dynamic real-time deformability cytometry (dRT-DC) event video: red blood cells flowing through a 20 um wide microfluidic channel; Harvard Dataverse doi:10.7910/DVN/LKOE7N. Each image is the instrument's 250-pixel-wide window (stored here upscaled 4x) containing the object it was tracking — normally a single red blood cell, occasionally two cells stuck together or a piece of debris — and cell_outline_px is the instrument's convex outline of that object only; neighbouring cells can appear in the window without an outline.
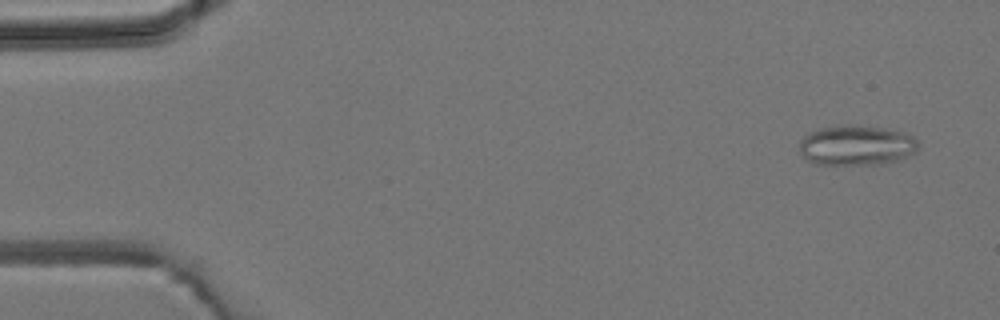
{"species": "common noctule bat (a hibernating species)", "species_latin": "Nyctalus noctula", "temperature_condition": "room temperature", "stored_images_in_passage": 5, "camera_frame_rate_fps": 3000, "um_per_image_px": 0.085, "animal": {"sex": "male", "body_mass_g": 19.2, "forearm_length_mm": 51.8}, "frame": {"image": 1, "passage_image": 1, "time_ms": 0.0, "image_size_px": [1000, 320], "cell_outline_px": [[920, 144], [916, 152], [900, 160], [880, 164], [812, 164], [800, 152], [800, 140], [808, 132], [820, 128], [836, 124], [856, 124], [884, 128], [904, 132], [912, 136]], "centroid_in_image_um": [72.81, 12.33], "position_along_channel_um": 12.2, "area_um2": 28.26}}